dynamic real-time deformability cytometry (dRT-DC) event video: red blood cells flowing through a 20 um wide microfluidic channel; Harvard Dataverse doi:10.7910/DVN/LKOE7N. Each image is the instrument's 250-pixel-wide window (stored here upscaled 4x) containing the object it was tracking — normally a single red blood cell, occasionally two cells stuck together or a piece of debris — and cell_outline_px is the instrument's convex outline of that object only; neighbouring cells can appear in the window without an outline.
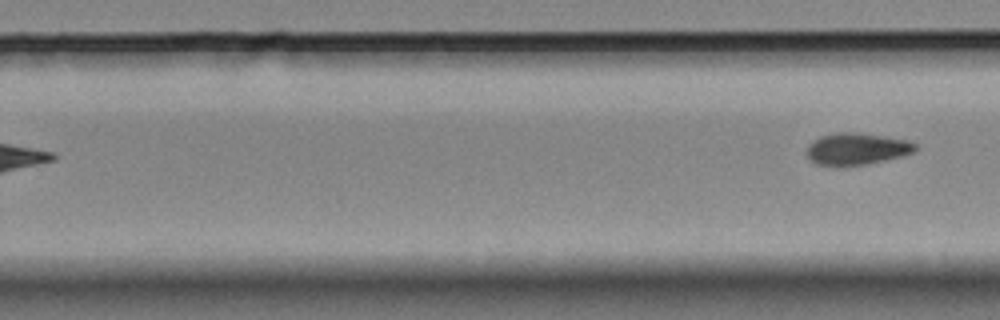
{"species": "Egyptian fruit bat (a non-hibernating species)", "species_latin": "Rousettus aegyptiacus", "temperature_condition": "room temperature", "stored_images_in_passage": 10, "camera_frame_rate_fps": 3000, "um_per_image_px": 0.085, "animal": {"sex": "female"}, "frame": {"image": 1, "passage_image": 10, "time_ms": 3.0, "image_size_px": [1000, 320], "cell_outline_px": [[916, 148], [912, 152], [900, 156], [864, 164], [816, 164], [808, 156], [808, 144], [820, 136], [836, 132], [856, 132], [908, 140], [916, 144]], "centroid_in_image_um": [72.81, 12.61], "position_along_channel_um": 257.0, "area_um2": 19.42}}